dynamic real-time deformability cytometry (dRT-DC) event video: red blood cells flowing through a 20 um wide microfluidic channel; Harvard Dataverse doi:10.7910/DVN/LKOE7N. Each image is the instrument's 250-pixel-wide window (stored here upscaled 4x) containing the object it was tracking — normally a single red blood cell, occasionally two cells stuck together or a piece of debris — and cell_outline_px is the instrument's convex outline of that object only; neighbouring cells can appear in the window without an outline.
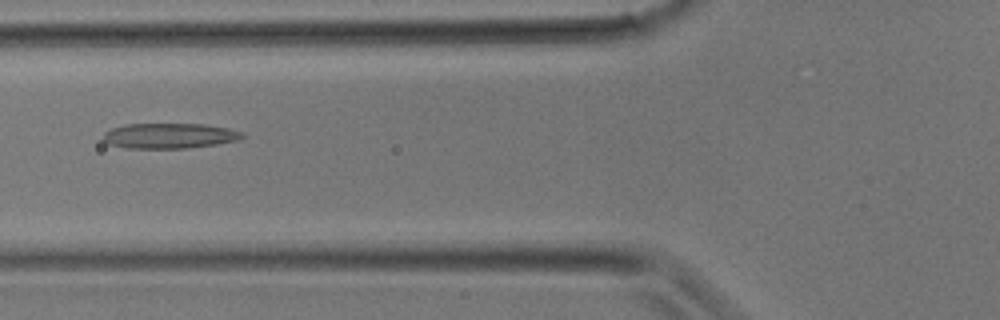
{"species": "common noctule bat (a hibernating species)", "species_latin": "Nyctalus noctula", "temperature_condition": "room temperature", "stored_images_in_passage": 31, "camera_frame_rate_fps": 3000, "um_per_image_px": 0.085, "animal": {"sex": "male", "body_mass_g": 17.9}, "frame": {"image": 1, "passage_image": 12, "time_ms": 3.667, "image_size_px": [1000, 320], "cell_outline_px": [[244, 136], [240, 140], [216, 144], [188, 148], [124, 148], [108, 144], [104, 140], [104, 132], [112, 128], [124, 124], [204, 124], [228, 128], [240, 132]], "centroid_in_image_um": [14.38, 11.54], "position_along_channel_um": 111.4, "area_um2": 20.46}}
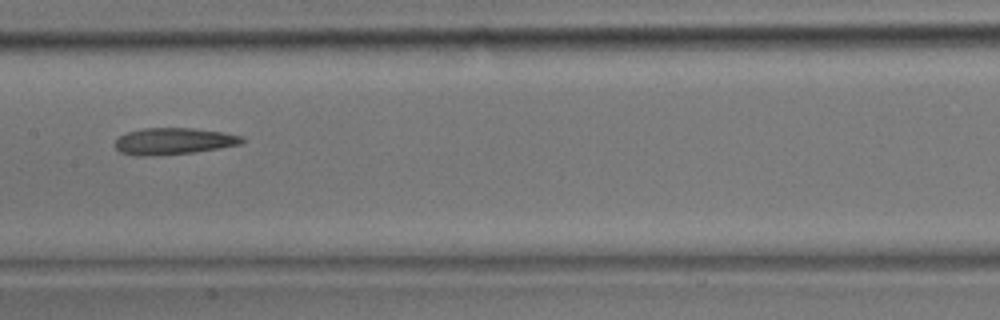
{"frame": {"image": 2, "passage_image": 16, "time_ms": 5.0, "image_size_px": [1000, 320], "cell_outline_px": [[244, 140], [240, 144], [220, 148], [192, 152], [152, 156], [136, 156], [120, 152], [112, 144], [120, 136], [128, 132], [144, 128], [192, 128], [224, 132], [244, 136]], "centroid_in_image_um": [14.74, 12.0], "position_along_channel_um": 192.7, "area_um2": 19.77}}
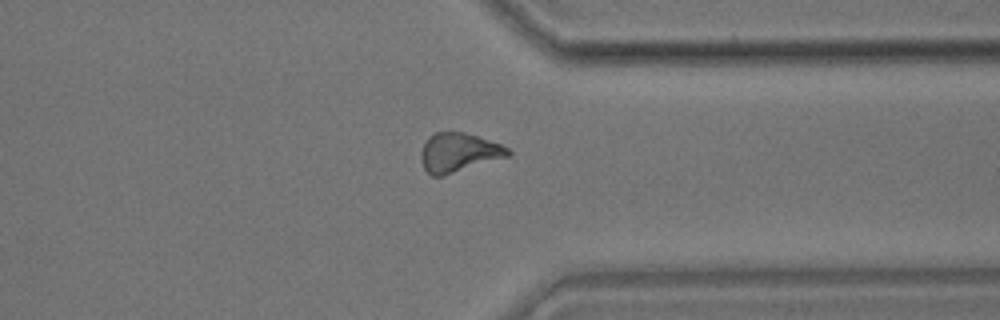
{"frame": {"image": 3, "passage_image": 25, "time_ms": 8.0, "image_size_px": [1000, 320], "cell_outline_px": [[512, 152], [508, 156], [444, 176], [432, 176], [424, 168], [420, 156], [420, 152], [428, 136], [436, 132], [464, 132], [500, 144], [508, 148]], "centroid_in_image_um": [38.96, 12.97], "position_along_channel_um": 372.4, "area_um2": 19.65}}